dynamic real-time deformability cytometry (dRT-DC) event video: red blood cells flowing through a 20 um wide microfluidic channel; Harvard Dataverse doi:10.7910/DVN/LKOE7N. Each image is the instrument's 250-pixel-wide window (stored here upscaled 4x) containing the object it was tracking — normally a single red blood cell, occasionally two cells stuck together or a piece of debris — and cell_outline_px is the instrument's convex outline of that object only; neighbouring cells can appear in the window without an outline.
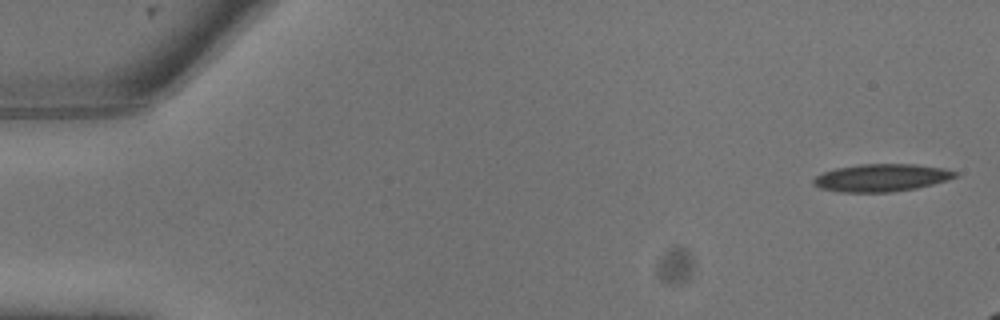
{"species": "common noctule bat (a hibernating species)", "species_latin": "Nyctalus noctula", "temperature_condition": "warm", "stored_images_in_passage": 7, "camera_frame_rate_fps": 3000, "um_per_image_px": 0.085, "animal": {"sex": "male", "body_mass_g": 13.3}, "frame": {"image": 1, "passage_image": 1, "time_ms": 0.0, "image_size_px": [1000, 320], "cell_outline_px": [[956, 176], [932, 184], [916, 188], [888, 192], [844, 192], [820, 188], [812, 180], [816, 176], [824, 172], [836, 168], [860, 164], [916, 164], [944, 168], [956, 172]], "centroid_in_image_um": [74.91, 15.1], "position_along_channel_um": 10.1, "area_um2": 22.37}}